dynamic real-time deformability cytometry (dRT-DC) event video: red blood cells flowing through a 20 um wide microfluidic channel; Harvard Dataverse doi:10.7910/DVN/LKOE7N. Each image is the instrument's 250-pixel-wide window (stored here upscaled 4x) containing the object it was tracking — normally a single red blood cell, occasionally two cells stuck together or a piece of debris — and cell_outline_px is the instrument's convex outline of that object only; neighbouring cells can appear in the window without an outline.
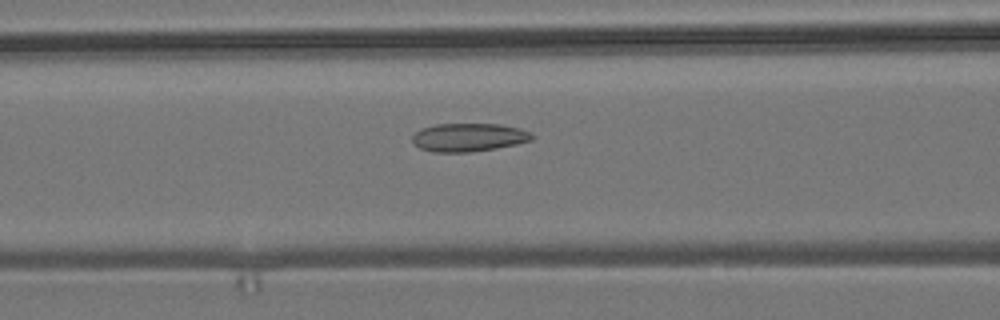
{"species": "common noctule bat (a hibernating species)", "species_latin": "Nyctalus noctula", "temperature_condition": "room temperature", "stored_images_in_passage": 55, "camera_frame_rate_fps": 3000, "um_per_image_px": 0.085, "animal": {"sex": "male", "body_mass_g": 19.2, "forearm_length_mm": 51.8}, "frame": {"image": 1, "passage_image": 22, "time_ms": 7.0, "image_size_px": [1000, 320], "cell_outline_px": [[536, 136], [532, 140], [516, 144], [496, 148], [468, 152], [432, 152], [420, 148], [412, 140], [412, 136], [420, 128], [436, 124], [500, 124], [520, 128], [532, 132]], "centroid_in_image_um": [39.87, 11.67], "position_along_channel_um": 126.7, "area_um2": 19.83}}
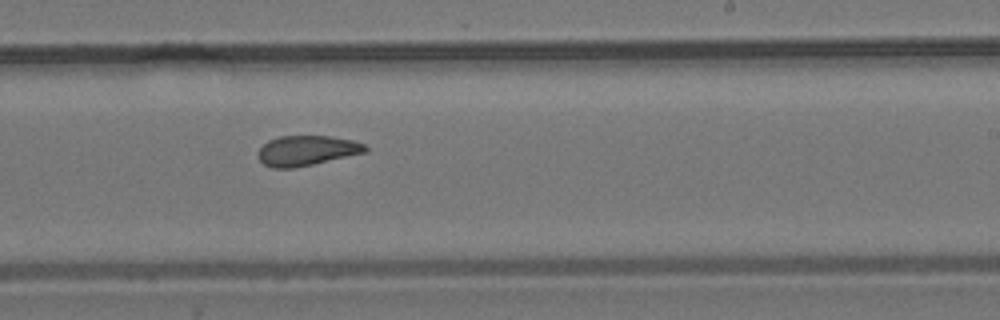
{"frame": {"image": 2, "passage_image": 33, "time_ms": 10.667, "image_size_px": [1000, 320], "cell_outline_px": [[368, 152], [312, 164], [292, 168], [272, 168], [264, 164], [260, 160], [256, 152], [268, 140], [280, 136], [332, 136], [352, 140], [364, 144], [368, 148]], "centroid_in_image_um": [26.07, 12.79], "position_along_channel_um": 262.9, "area_um2": 18.79}}
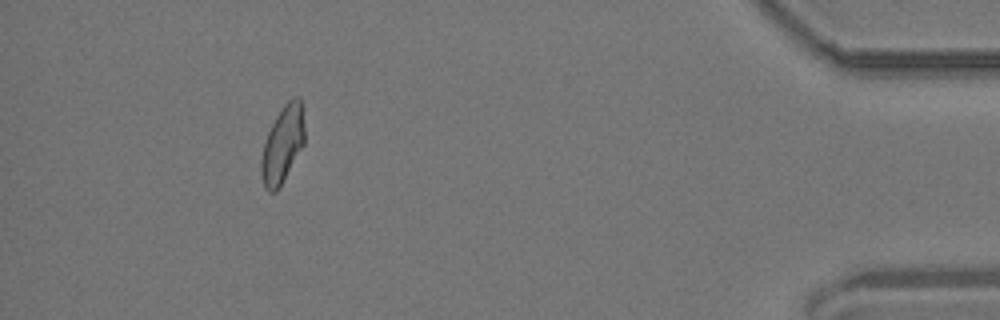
{"frame": {"image": 3, "passage_image": 50, "time_ms": 16.333, "image_size_px": [1000, 320], "cell_outline_px": [[304, 144], [276, 192], [268, 192], [264, 188], [260, 172], [260, 160], [264, 140], [276, 116], [284, 104], [292, 96], [300, 96], [304, 128]], "centroid_in_image_um": [23.99, 12.27], "position_along_channel_um": 411.2, "area_um2": 19.42}, "authors_computed_cell_mechanics": {"area_um2": 19.652, "velocity_mm_per_s": 3.7179, "shape_relaxation_time_tau1_ms": null, "shape_relaxation_time_tau2_ms": 2.9467, "deformation_change_tau1": null, "deformation_change_tau2": 0.097}}